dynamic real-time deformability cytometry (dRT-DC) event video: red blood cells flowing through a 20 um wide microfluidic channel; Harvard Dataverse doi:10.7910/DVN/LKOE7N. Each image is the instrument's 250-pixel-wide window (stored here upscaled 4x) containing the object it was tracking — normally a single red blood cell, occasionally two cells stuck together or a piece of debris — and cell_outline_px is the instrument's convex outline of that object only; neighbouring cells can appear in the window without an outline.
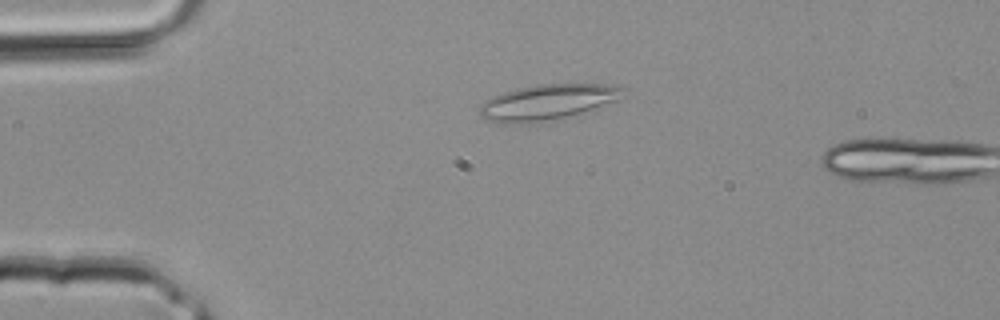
{"species": "common noctule bat (a hibernating species)", "species_latin": "Nyctalus noctula", "temperature_condition": "room temperature", "stored_images_in_passage": 3, "camera_frame_rate_fps": 3000, "um_per_image_px": 0.085, "animal": {"sex": "male", "body_mass_g": 20.4}, "frame": {"image": 1, "passage_image": 1, "time_ms": 0.0, "image_size_px": [1000, 320], "cell_outline_px": [[628, 88], [612, 100], [592, 112], [520, 124], [500, 124], [484, 120], [480, 116], [480, 108], [484, 100], [504, 92], [536, 84], [616, 84]], "centroid_in_image_um": [46.51, 8.69], "position_along_channel_um": 38.5, "area_um2": 29.77}}